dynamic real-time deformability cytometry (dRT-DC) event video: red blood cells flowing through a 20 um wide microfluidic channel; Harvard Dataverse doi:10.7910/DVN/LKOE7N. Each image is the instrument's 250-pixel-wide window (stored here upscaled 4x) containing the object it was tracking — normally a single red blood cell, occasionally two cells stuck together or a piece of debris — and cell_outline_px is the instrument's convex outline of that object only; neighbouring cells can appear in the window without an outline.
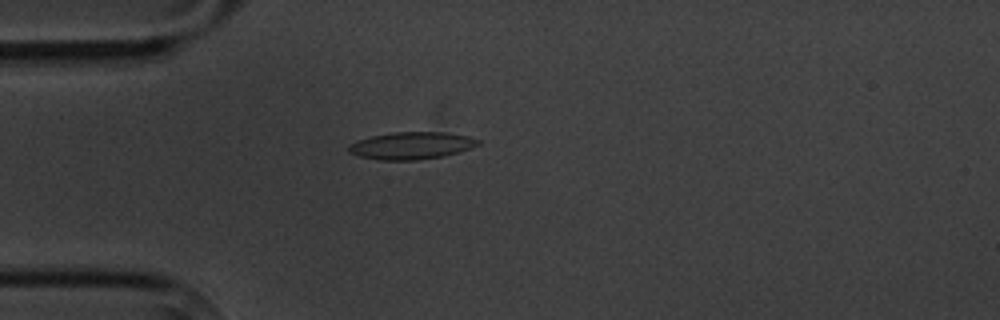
{"species": "common noctule bat (a hibernating species)", "species_latin": "Nyctalus noctula", "temperature_condition": "cold", "stored_images_in_passage": 4, "camera_frame_rate_fps": 3000, "um_per_image_px": 0.085, "animal": {"sex": "male", "body_mass_g": 20.1, "forearm_length_mm": 53.5}, "frame": {"image": 1, "passage_image": 4, "time_ms": 3.333, "image_size_px": [1000, 320], "cell_outline_px": [[480, 144], [444, 156], [416, 160], [380, 160], [360, 156], [348, 152], [348, 144], [356, 140], [372, 136], [392, 132], [444, 132], [468, 136], [480, 140]], "centroid_in_image_um": [34.93, 12.37], "position_along_channel_um": 50.1, "area_um2": 20.46}}